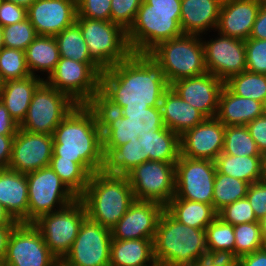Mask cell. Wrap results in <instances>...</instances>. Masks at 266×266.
<instances>
[{"mask_svg":"<svg viewBox=\"0 0 266 266\" xmlns=\"http://www.w3.org/2000/svg\"><path fill=\"white\" fill-rule=\"evenodd\" d=\"M25 58L31 75L40 77L43 74L46 75L43 79H47L55 70L60 59L59 48L55 37L37 35L33 42L26 48ZM39 72L41 75L38 74Z\"/></svg>","mask_w":266,"mask_h":266,"instance_id":"obj_31","label":"cell"},{"mask_svg":"<svg viewBox=\"0 0 266 266\" xmlns=\"http://www.w3.org/2000/svg\"><path fill=\"white\" fill-rule=\"evenodd\" d=\"M208 256L230 257L235 260L234 226L218 216L206 227Z\"/></svg>","mask_w":266,"mask_h":266,"instance_id":"obj_34","label":"cell"},{"mask_svg":"<svg viewBox=\"0 0 266 266\" xmlns=\"http://www.w3.org/2000/svg\"><path fill=\"white\" fill-rule=\"evenodd\" d=\"M102 72L96 63L60 57L55 70L45 81L77 105H92L99 98Z\"/></svg>","mask_w":266,"mask_h":266,"instance_id":"obj_10","label":"cell"},{"mask_svg":"<svg viewBox=\"0 0 266 266\" xmlns=\"http://www.w3.org/2000/svg\"><path fill=\"white\" fill-rule=\"evenodd\" d=\"M164 207L156 202L135 200L125 215L111 228L112 239H152Z\"/></svg>","mask_w":266,"mask_h":266,"instance_id":"obj_21","label":"cell"},{"mask_svg":"<svg viewBox=\"0 0 266 266\" xmlns=\"http://www.w3.org/2000/svg\"><path fill=\"white\" fill-rule=\"evenodd\" d=\"M4 47L3 44V30L2 27L0 26V50Z\"/></svg>","mask_w":266,"mask_h":266,"instance_id":"obj_61","label":"cell"},{"mask_svg":"<svg viewBox=\"0 0 266 266\" xmlns=\"http://www.w3.org/2000/svg\"><path fill=\"white\" fill-rule=\"evenodd\" d=\"M221 4L222 0H181L182 32L202 36L216 31Z\"/></svg>","mask_w":266,"mask_h":266,"instance_id":"obj_25","label":"cell"},{"mask_svg":"<svg viewBox=\"0 0 266 266\" xmlns=\"http://www.w3.org/2000/svg\"><path fill=\"white\" fill-rule=\"evenodd\" d=\"M149 10L181 11V0H143Z\"/></svg>","mask_w":266,"mask_h":266,"instance_id":"obj_54","label":"cell"},{"mask_svg":"<svg viewBox=\"0 0 266 266\" xmlns=\"http://www.w3.org/2000/svg\"><path fill=\"white\" fill-rule=\"evenodd\" d=\"M235 264L236 260L230 257L207 256L192 266H234Z\"/></svg>","mask_w":266,"mask_h":266,"instance_id":"obj_55","label":"cell"},{"mask_svg":"<svg viewBox=\"0 0 266 266\" xmlns=\"http://www.w3.org/2000/svg\"><path fill=\"white\" fill-rule=\"evenodd\" d=\"M236 263L239 266H266V247L251 254L241 256Z\"/></svg>","mask_w":266,"mask_h":266,"instance_id":"obj_52","label":"cell"},{"mask_svg":"<svg viewBox=\"0 0 266 266\" xmlns=\"http://www.w3.org/2000/svg\"><path fill=\"white\" fill-rule=\"evenodd\" d=\"M224 133L225 125L216 117L206 118L180 136V155L214 161L222 153Z\"/></svg>","mask_w":266,"mask_h":266,"instance_id":"obj_20","label":"cell"},{"mask_svg":"<svg viewBox=\"0 0 266 266\" xmlns=\"http://www.w3.org/2000/svg\"><path fill=\"white\" fill-rule=\"evenodd\" d=\"M235 260L264 247L260 222L242 223L234 226Z\"/></svg>","mask_w":266,"mask_h":266,"instance_id":"obj_40","label":"cell"},{"mask_svg":"<svg viewBox=\"0 0 266 266\" xmlns=\"http://www.w3.org/2000/svg\"><path fill=\"white\" fill-rule=\"evenodd\" d=\"M259 222H260V225H261L262 240H263V243H264V247H266V214Z\"/></svg>","mask_w":266,"mask_h":266,"instance_id":"obj_60","label":"cell"},{"mask_svg":"<svg viewBox=\"0 0 266 266\" xmlns=\"http://www.w3.org/2000/svg\"><path fill=\"white\" fill-rule=\"evenodd\" d=\"M175 163L149 160L130 171L126 176L135 200L165 207L175 196Z\"/></svg>","mask_w":266,"mask_h":266,"instance_id":"obj_14","label":"cell"},{"mask_svg":"<svg viewBox=\"0 0 266 266\" xmlns=\"http://www.w3.org/2000/svg\"><path fill=\"white\" fill-rule=\"evenodd\" d=\"M263 114L262 102L235 95L223 86L215 117L225 126H245Z\"/></svg>","mask_w":266,"mask_h":266,"instance_id":"obj_27","label":"cell"},{"mask_svg":"<svg viewBox=\"0 0 266 266\" xmlns=\"http://www.w3.org/2000/svg\"><path fill=\"white\" fill-rule=\"evenodd\" d=\"M214 162L216 172L248 184L261 181V156H232L222 152Z\"/></svg>","mask_w":266,"mask_h":266,"instance_id":"obj_33","label":"cell"},{"mask_svg":"<svg viewBox=\"0 0 266 266\" xmlns=\"http://www.w3.org/2000/svg\"><path fill=\"white\" fill-rule=\"evenodd\" d=\"M155 262L152 239H112L110 266H150Z\"/></svg>","mask_w":266,"mask_h":266,"instance_id":"obj_30","label":"cell"},{"mask_svg":"<svg viewBox=\"0 0 266 266\" xmlns=\"http://www.w3.org/2000/svg\"><path fill=\"white\" fill-rule=\"evenodd\" d=\"M222 152L232 156H261L255 141L245 126H225Z\"/></svg>","mask_w":266,"mask_h":266,"instance_id":"obj_39","label":"cell"},{"mask_svg":"<svg viewBox=\"0 0 266 266\" xmlns=\"http://www.w3.org/2000/svg\"><path fill=\"white\" fill-rule=\"evenodd\" d=\"M53 135L32 133L19 128L13 141L9 169L29 173L50 166Z\"/></svg>","mask_w":266,"mask_h":266,"instance_id":"obj_19","label":"cell"},{"mask_svg":"<svg viewBox=\"0 0 266 266\" xmlns=\"http://www.w3.org/2000/svg\"><path fill=\"white\" fill-rule=\"evenodd\" d=\"M50 167L77 198L84 193L90 174L79 163L52 157Z\"/></svg>","mask_w":266,"mask_h":266,"instance_id":"obj_37","label":"cell"},{"mask_svg":"<svg viewBox=\"0 0 266 266\" xmlns=\"http://www.w3.org/2000/svg\"><path fill=\"white\" fill-rule=\"evenodd\" d=\"M92 105L97 110L100 119L105 159L117 147L126 144L130 139L145 136L151 129L164 127L160 107L116 112L106 108L98 99Z\"/></svg>","mask_w":266,"mask_h":266,"instance_id":"obj_6","label":"cell"},{"mask_svg":"<svg viewBox=\"0 0 266 266\" xmlns=\"http://www.w3.org/2000/svg\"><path fill=\"white\" fill-rule=\"evenodd\" d=\"M0 203L19 223H28V182L25 173L0 169Z\"/></svg>","mask_w":266,"mask_h":266,"instance_id":"obj_26","label":"cell"},{"mask_svg":"<svg viewBox=\"0 0 266 266\" xmlns=\"http://www.w3.org/2000/svg\"><path fill=\"white\" fill-rule=\"evenodd\" d=\"M215 176L214 161L180 155L175 163V196L172 199L212 205Z\"/></svg>","mask_w":266,"mask_h":266,"instance_id":"obj_15","label":"cell"},{"mask_svg":"<svg viewBox=\"0 0 266 266\" xmlns=\"http://www.w3.org/2000/svg\"><path fill=\"white\" fill-rule=\"evenodd\" d=\"M15 135H0V169L8 168Z\"/></svg>","mask_w":266,"mask_h":266,"instance_id":"obj_51","label":"cell"},{"mask_svg":"<svg viewBox=\"0 0 266 266\" xmlns=\"http://www.w3.org/2000/svg\"><path fill=\"white\" fill-rule=\"evenodd\" d=\"M6 1L12 2L14 4L23 6L28 9L36 0H6Z\"/></svg>","mask_w":266,"mask_h":266,"instance_id":"obj_59","label":"cell"},{"mask_svg":"<svg viewBox=\"0 0 266 266\" xmlns=\"http://www.w3.org/2000/svg\"><path fill=\"white\" fill-rule=\"evenodd\" d=\"M181 11L149 10L142 1L127 40L132 52L149 53L161 42L177 38L184 33L180 27Z\"/></svg>","mask_w":266,"mask_h":266,"instance_id":"obj_9","label":"cell"},{"mask_svg":"<svg viewBox=\"0 0 266 266\" xmlns=\"http://www.w3.org/2000/svg\"><path fill=\"white\" fill-rule=\"evenodd\" d=\"M111 229L86 217L62 261L69 266H110Z\"/></svg>","mask_w":266,"mask_h":266,"instance_id":"obj_16","label":"cell"},{"mask_svg":"<svg viewBox=\"0 0 266 266\" xmlns=\"http://www.w3.org/2000/svg\"><path fill=\"white\" fill-rule=\"evenodd\" d=\"M164 70L169 84L207 72L199 35L183 34L158 44L149 53Z\"/></svg>","mask_w":266,"mask_h":266,"instance_id":"obj_7","label":"cell"},{"mask_svg":"<svg viewBox=\"0 0 266 266\" xmlns=\"http://www.w3.org/2000/svg\"><path fill=\"white\" fill-rule=\"evenodd\" d=\"M60 57L73 59L81 63H95L88 51L79 25L75 22L55 36Z\"/></svg>","mask_w":266,"mask_h":266,"instance_id":"obj_36","label":"cell"},{"mask_svg":"<svg viewBox=\"0 0 266 266\" xmlns=\"http://www.w3.org/2000/svg\"><path fill=\"white\" fill-rule=\"evenodd\" d=\"M150 266H161V265H159L157 262H155L153 265H150Z\"/></svg>","mask_w":266,"mask_h":266,"instance_id":"obj_67","label":"cell"},{"mask_svg":"<svg viewBox=\"0 0 266 266\" xmlns=\"http://www.w3.org/2000/svg\"><path fill=\"white\" fill-rule=\"evenodd\" d=\"M143 0H111L110 21L126 32L132 26Z\"/></svg>","mask_w":266,"mask_h":266,"instance_id":"obj_44","label":"cell"},{"mask_svg":"<svg viewBox=\"0 0 266 266\" xmlns=\"http://www.w3.org/2000/svg\"><path fill=\"white\" fill-rule=\"evenodd\" d=\"M4 80L2 79L1 73H0V94L2 93L3 87H4Z\"/></svg>","mask_w":266,"mask_h":266,"instance_id":"obj_62","label":"cell"},{"mask_svg":"<svg viewBox=\"0 0 266 266\" xmlns=\"http://www.w3.org/2000/svg\"><path fill=\"white\" fill-rule=\"evenodd\" d=\"M217 216L233 226L242 223L259 222L247 198L239 199L224 206Z\"/></svg>","mask_w":266,"mask_h":266,"instance_id":"obj_43","label":"cell"},{"mask_svg":"<svg viewBox=\"0 0 266 266\" xmlns=\"http://www.w3.org/2000/svg\"><path fill=\"white\" fill-rule=\"evenodd\" d=\"M224 85L235 95L262 102L266 100V74L243 71L231 76Z\"/></svg>","mask_w":266,"mask_h":266,"instance_id":"obj_35","label":"cell"},{"mask_svg":"<svg viewBox=\"0 0 266 266\" xmlns=\"http://www.w3.org/2000/svg\"><path fill=\"white\" fill-rule=\"evenodd\" d=\"M41 233L32 223H18L8 240L4 262L7 266H57Z\"/></svg>","mask_w":266,"mask_h":266,"instance_id":"obj_17","label":"cell"},{"mask_svg":"<svg viewBox=\"0 0 266 266\" xmlns=\"http://www.w3.org/2000/svg\"><path fill=\"white\" fill-rule=\"evenodd\" d=\"M18 130L19 124L10 116L0 100V135H16Z\"/></svg>","mask_w":266,"mask_h":266,"instance_id":"obj_50","label":"cell"},{"mask_svg":"<svg viewBox=\"0 0 266 266\" xmlns=\"http://www.w3.org/2000/svg\"><path fill=\"white\" fill-rule=\"evenodd\" d=\"M87 217L111 229L135 201L127 176L105 170L90 175L84 193L79 197Z\"/></svg>","mask_w":266,"mask_h":266,"instance_id":"obj_4","label":"cell"},{"mask_svg":"<svg viewBox=\"0 0 266 266\" xmlns=\"http://www.w3.org/2000/svg\"><path fill=\"white\" fill-rule=\"evenodd\" d=\"M28 182V223L61 210L77 197L61 181L50 166L26 174Z\"/></svg>","mask_w":266,"mask_h":266,"instance_id":"obj_12","label":"cell"},{"mask_svg":"<svg viewBox=\"0 0 266 266\" xmlns=\"http://www.w3.org/2000/svg\"><path fill=\"white\" fill-rule=\"evenodd\" d=\"M43 81L42 76L30 75L26 78L9 79L4 82L0 100L19 125L27 114L34 91Z\"/></svg>","mask_w":266,"mask_h":266,"instance_id":"obj_29","label":"cell"},{"mask_svg":"<svg viewBox=\"0 0 266 266\" xmlns=\"http://www.w3.org/2000/svg\"><path fill=\"white\" fill-rule=\"evenodd\" d=\"M249 184L243 180L216 172L212 205L218 212L224 206L246 198Z\"/></svg>","mask_w":266,"mask_h":266,"instance_id":"obj_38","label":"cell"},{"mask_svg":"<svg viewBox=\"0 0 266 266\" xmlns=\"http://www.w3.org/2000/svg\"><path fill=\"white\" fill-rule=\"evenodd\" d=\"M111 0H78L77 18L110 21Z\"/></svg>","mask_w":266,"mask_h":266,"instance_id":"obj_46","label":"cell"},{"mask_svg":"<svg viewBox=\"0 0 266 266\" xmlns=\"http://www.w3.org/2000/svg\"><path fill=\"white\" fill-rule=\"evenodd\" d=\"M246 127L261 154L266 152V114L249 122Z\"/></svg>","mask_w":266,"mask_h":266,"instance_id":"obj_49","label":"cell"},{"mask_svg":"<svg viewBox=\"0 0 266 266\" xmlns=\"http://www.w3.org/2000/svg\"><path fill=\"white\" fill-rule=\"evenodd\" d=\"M16 225H0V260H4L11 232Z\"/></svg>","mask_w":266,"mask_h":266,"instance_id":"obj_56","label":"cell"},{"mask_svg":"<svg viewBox=\"0 0 266 266\" xmlns=\"http://www.w3.org/2000/svg\"><path fill=\"white\" fill-rule=\"evenodd\" d=\"M154 258L161 266H192L208 256L205 229L193 228L161 213L153 240Z\"/></svg>","mask_w":266,"mask_h":266,"instance_id":"obj_3","label":"cell"},{"mask_svg":"<svg viewBox=\"0 0 266 266\" xmlns=\"http://www.w3.org/2000/svg\"><path fill=\"white\" fill-rule=\"evenodd\" d=\"M0 266H7L4 260H0Z\"/></svg>","mask_w":266,"mask_h":266,"instance_id":"obj_64","label":"cell"},{"mask_svg":"<svg viewBox=\"0 0 266 266\" xmlns=\"http://www.w3.org/2000/svg\"><path fill=\"white\" fill-rule=\"evenodd\" d=\"M224 82L209 72L194 77L179 79L170 88L184 101L214 118L218 109L219 95Z\"/></svg>","mask_w":266,"mask_h":266,"instance_id":"obj_23","label":"cell"},{"mask_svg":"<svg viewBox=\"0 0 266 266\" xmlns=\"http://www.w3.org/2000/svg\"><path fill=\"white\" fill-rule=\"evenodd\" d=\"M57 266H69V265L65 264L62 260H59Z\"/></svg>","mask_w":266,"mask_h":266,"instance_id":"obj_63","label":"cell"},{"mask_svg":"<svg viewBox=\"0 0 266 266\" xmlns=\"http://www.w3.org/2000/svg\"><path fill=\"white\" fill-rule=\"evenodd\" d=\"M170 88L162 67L148 53L132 52L100 75L98 100L108 109L144 110L160 107Z\"/></svg>","mask_w":266,"mask_h":266,"instance_id":"obj_1","label":"cell"},{"mask_svg":"<svg viewBox=\"0 0 266 266\" xmlns=\"http://www.w3.org/2000/svg\"><path fill=\"white\" fill-rule=\"evenodd\" d=\"M263 106H264V114H266V100H265Z\"/></svg>","mask_w":266,"mask_h":266,"instance_id":"obj_66","label":"cell"},{"mask_svg":"<svg viewBox=\"0 0 266 266\" xmlns=\"http://www.w3.org/2000/svg\"><path fill=\"white\" fill-rule=\"evenodd\" d=\"M260 3H261V5H266V0H258Z\"/></svg>","mask_w":266,"mask_h":266,"instance_id":"obj_65","label":"cell"},{"mask_svg":"<svg viewBox=\"0 0 266 266\" xmlns=\"http://www.w3.org/2000/svg\"><path fill=\"white\" fill-rule=\"evenodd\" d=\"M217 34L207 41L201 36L205 66L207 72L226 82L231 76L246 71L245 41Z\"/></svg>","mask_w":266,"mask_h":266,"instance_id":"obj_18","label":"cell"},{"mask_svg":"<svg viewBox=\"0 0 266 266\" xmlns=\"http://www.w3.org/2000/svg\"><path fill=\"white\" fill-rule=\"evenodd\" d=\"M160 109L164 126L179 136L207 118L198 109L180 98L171 88L164 93Z\"/></svg>","mask_w":266,"mask_h":266,"instance_id":"obj_28","label":"cell"},{"mask_svg":"<svg viewBox=\"0 0 266 266\" xmlns=\"http://www.w3.org/2000/svg\"><path fill=\"white\" fill-rule=\"evenodd\" d=\"M0 73L4 81L30 76L25 51L3 47L0 50Z\"/></svg>","mask_w":266,"mask_h":266,"instance_id":"obj_41","label":"cell"},{"mask_svg":"<svg viewBox=\"0 0 266 266\" xmlns=\"http://www.w3.org/2000/svg\"><path fill=\"white\" fill-rule=\"evenodd\" d=\"M27 18L38 36H56L76 22L74 0H36L27 9Z\"/></svg>","mask_w":266,"mask_h":266,"instance_id":"obj_22","label":"cell"},{"mask_svg":"<svg viewBox=\"0 0 266 266\" xmlns=\"http://www.w3.org/2000/svg\"><path fill=\"white\" fill-rule=\"evenodd\" d=\"M3 44L6 48H14L25 51L37 37L35 29L29 19L19 23L2 27Z\"/></svg>","mask_w":266,"mask_h":266,"instance_id":"obj_42","label":"cell"},{"mask_svg":"<svg viewBox=\"0 0 266 266\" xmlns=\"http://www.w3.org/2000/svg\"><path fill=\"white\" fill-rule=\"evenodd\" d=\"M164 209L180 223L198 229H206L217 217L213 205L186 199H171Z\"/></svg>","mask_w":266,"mask_h":266,"instance_id":"obj_32","label":"cell"},{"mask_svg":"<svg viewBox=\"0 0 266 266\" xmlns=\"http://www.w3.org/2000/svg\"><path fill=\"white\" fill-rule=\"evenodd\" d=\"M19 222L14 220L0 203V225H17Z\"/></svg>","mask_w":266,"mask_h":266,"instance_id":"obj_57","label":"cell"},{"mask_svg":"<svg viewBox=\"0 0 266 266\" xmlns=\"http://www.w3.org/2000/svg\"><path fill=\"white\" fill-rule=\"evenodd\" d=\"M249 38L266 39V5H261Z\"/></svg>","mask_w":266,"mask_h":266,"instance_id":"obj_53","label":"cell"},{"mask_svg":"<svg viewBox=\"0 0 266 266\" xmlns=\"http://www.w3.org/2000/svg\"><path fill=\"white\" fill-rule=\"evenodd\" d=\"M52 135V157L79 163L90 175L105 169L101 124L93 105H76Z\"/></svg>","mask_w":266,"mask_h":266,"instance_id":"obj_2","label":"cell"},{"mask_svg":"<svg viewBox=\"0 0 266 266\" xmlns=\"http://www.w3.org/2000/svg\"><path fill=\"white\" fill-rule=\"evenodd\" d=\"M27 19V8L0 0V26L4 27Z\"/></svg>","mask_w":266,"mask_h":266,"instance_id":"obj_48","label":"cell"},{"mask_svg":"<svg viewBox=\"0 0 266 266\" xmlns=\"http://www.w3.org/2000/svg\"><path fill=\"white\" fill-rule=\"evenodd\" d=\"M87 217L83 202L77 198L65 208L42 215L32 224L39 230L50 252L62 260L76 239Z\"/></svg>","mask_w":266,"mask_h":266,"instance_id":"obj_11","label":"cell"},{"mask_svg":"<svg viewBox=\"0 0 266 266\" xmlns=\"http://www.w3.org/2000/svg\"><path fill=\"white\" fill-rule=\"evenodd\" d=\"M261 3L258 0H222L216 31L228 37H250Z\"/></svg>","mask_w":266,"mask_h":266,"instance_id":"obj_24","label":"cell"},{"mask_svg":"<svg viewBox=\"0 0 266 266\" xmlns=\"http://www.w3.org/2000/svg\"><path fill=\"white\" fill-rule=\"evenodd\" d=\"M246 70L266 74V39L248 38L245 40Z\"/></svg>","mask_w":266,"mask_h":266,"instance_id":"obj_45","label":"cell"},{"mask_svg":"<svg viewBox=\"0 0 266 266\" xmlns=\"http://www.w3.org/2000/svg\"><path fill=\"white\" fill-rule=\"evenodd\" d=\"M261 181L266 182V152L261 155Z\"/></svg>","mask_w":266,"mask_h":266,"instance_id":"obj_58","label":"cell"},{"mask_svg":"<svg viewBox=\"0 0 266 266\" xmlns=\"http://www.w3.org/2000/svg\"><path fill=\"white\" fill-rule=\"evenodd\" d=\"M76 105L66 94L44 80L34 91L27 114L19 128L32 133L52 135Z\"/></svg>","mask_w":266,"mask_h":266,"instance_id":"obj_13","label":"cell"},{"mask_svg":"<svg viewBox=\"0 0 266 266\" xmlns=\"http://www.w3.org/2000/svg\"><path fill=\"white\" fill-rule=\"evenodd\" d=\"M246 198L260 221L266 214V182L259 181L249 184Z\"/></svg>","mask_w":266,"mask_h":266,"instance_id":"obj_47","label":"cell"},{"mask_svg":"<svg viewBox=\"0 0 266 266\" xmlns=\"http://www.w3.org/2000/svg\"><path fill=\"white\" fill-rule=\"evenodd\" d=\"M180 156V136L165 126L151 129L149 134L134 137L117 147L105 159V171L126 176L137 165L149 160L177 162Z\"/></svg>","mask_w":266,"mask_h":266,"instance_id":"obj_5","label":"cell"},{"mask_svg":"<svg viewBox=\"0 0 266 266\" xmlns=\"http://www.w3.org/2000/svg\"><path fill=\"white\" fill-rule=\"evenodd\" d=\"M91 59L106 70L127 59L132 51L127 32L111 21L76 18Z\"/></svg>","mask_w":266,"mask_h":266,"instance_id":"obj_8","label":"cell"}]
</instances>
